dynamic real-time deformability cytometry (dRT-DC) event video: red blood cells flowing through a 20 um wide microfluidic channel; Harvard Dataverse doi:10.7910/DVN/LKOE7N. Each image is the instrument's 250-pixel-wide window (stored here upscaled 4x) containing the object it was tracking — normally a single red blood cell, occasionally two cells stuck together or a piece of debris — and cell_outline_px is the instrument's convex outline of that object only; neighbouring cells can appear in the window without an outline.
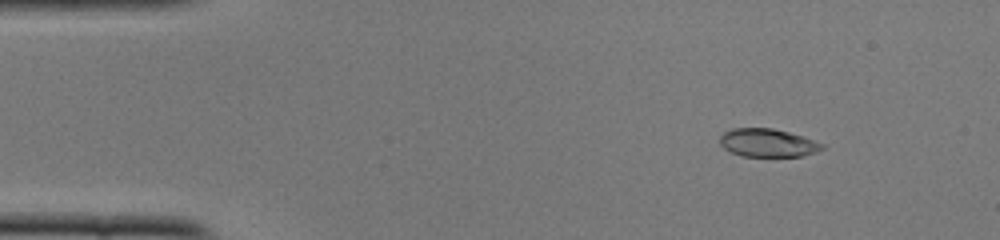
{"species": "common noctule bat (a hibernating species)", "species_latin": "Nyctalus noctula", "temperature_condition": "cold", "stored_images_in_passage": 49, "camera_frame_rate_fps": 3000, "um_per_image_px": 0.085, "animal": {"sex": "female", "body_mass_g": 22.0, "forearm_length_mm": 56.7}, "frame": {"image": 1, "passage_image": 4, "time_ms": 1.0, "image_size_px": [1000, 240], "cell_outline_px": [[824, 148], [816, 152], [800, 156], [740, 156], [724, 148], [720, 144], [720, 136], [724, 132], [732, 128], [772, 128], [788, 132], [824, 144]], "centroid_in_image_um": [65.22, 12.14], "position_along_channel_um": 19.8, "area_um2": 16.59}}
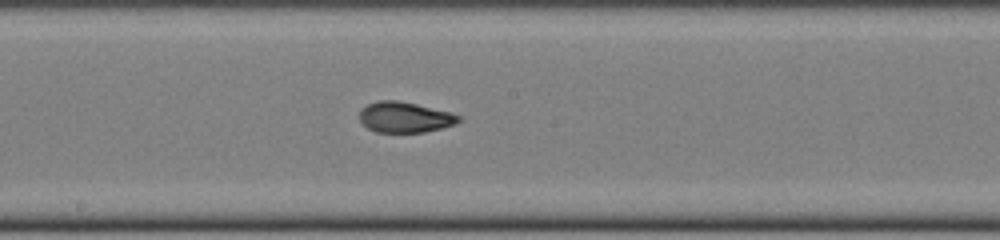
{"frame": {"image": 2, "passage_image": 25, "time_ms": 8.0, "image_size_px": [1000, 240], "cell_outline_px": [[464, 116], [460, 120], [452, 124], [440, 128], [424, 132], [376, 132], [368, 128], [360, 120], [360, 108], [368, 104], [380, 100], [396, 100], [416, 104]], "centroid_in_image_um": [34.38, 9.96], "position_along_channel_um": 213.8, "area_um2": 17.46}}
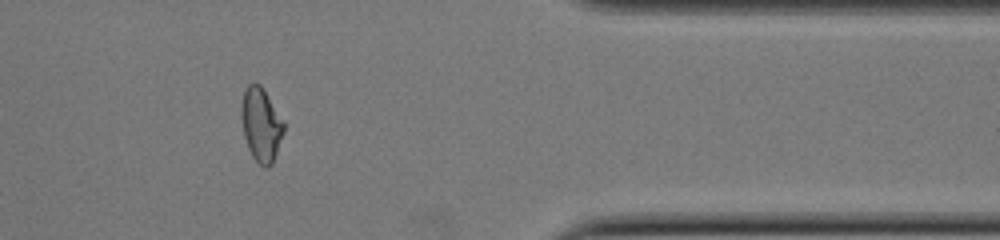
{"frame": {"image": 3, "passage_image": 40, "time_ms": 13.0, "image_size_px": [1000, 240], "cell_outline_px": [[284, 132], [272, 164], [268, 168], [264, 168], [252, 156], [248, 148], [244, 136], [240, 116], [240, 108], [244, 92], [248, 84], [260, 84], [284, 120]], "centroid_in_image_um": [22.19, 10.6], "position_along_channel_um": 389.2, "area_um2": 18.26}, "authors_computed_cell_mechanics": {"area_um2": 17.8602, "velocity_mm_per_s": 3.9329, "shape_relaxation_time_tau1_ms": null, "shape_relaxation_time_tau2_ms": 1.5225, "deformation_change_tau1": null, "deformation_change_tau2": 0.0733}}